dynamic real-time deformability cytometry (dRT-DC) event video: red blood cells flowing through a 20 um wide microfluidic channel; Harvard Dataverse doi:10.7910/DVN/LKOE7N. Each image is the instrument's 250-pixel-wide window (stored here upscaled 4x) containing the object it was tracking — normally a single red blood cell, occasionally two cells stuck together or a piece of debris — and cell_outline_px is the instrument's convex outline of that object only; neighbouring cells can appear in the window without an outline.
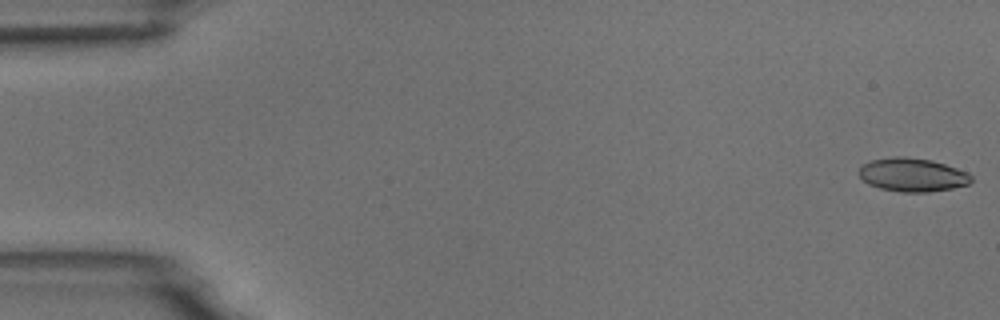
{"species": "common noctule bat (a hibernating species)", "species_latin": "Nyctalus noctula", "temperature_condition": "room temperature", "stored_images_in_passage": 9, "camera_frame_rate_fps": 3000, "um_per_image_px": 0.085, "animal": {"sex": "male", "body_mass_g": 18.8}, "frame": {"image": 1, "passage_image": 1, "time_ms": 0.0, "image_size_px": [1000, 320], "cell_outline_px": [[972, 180], [968, 184], [952, 188], [928, 192], [900, 192], [880, 188], [868, 184], [856, 172], [864, 164], [872, 160], [892, 156], [904, 156], [932, 160], [968, 172], [972, 176]], "centroid_in_image_um": [77.54, 14.85], "position_along_channel_um": 7.5, "area_um2": 21.96}}
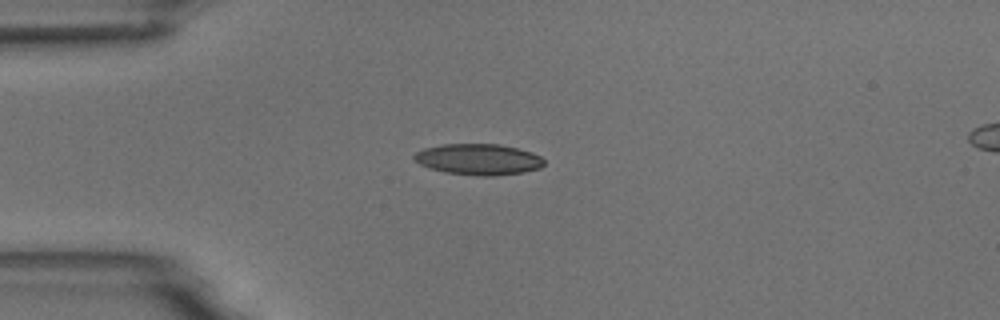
{"frame": {"image": 2, "passage_image": 4, "time_ms": 4.333, "image_size_px": [1000, 320], "cell_outline_px": [[544, 164], [540, 168], [524, 172], [492, 176], [480, 176], [444, 172], [428, 168], [420, 164], [412, 156], [416, 152], [424, 148], [444, 144], [500, 144], [532, 152], [540, 156], [544, 160]], "centroid_in_image_um": [40.67, 13.55], "position_along_channel_um": 44.3, "area_um2": 23.52}}
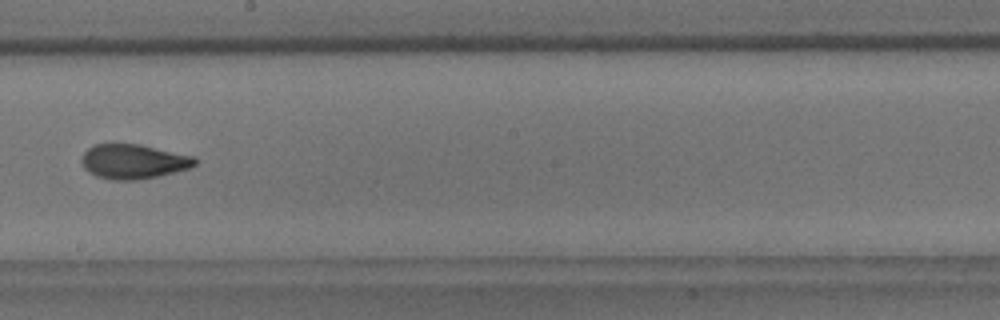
{"frame": {"image": 3, "passage_image": 9, "time_ms": 10.0, "image_size_px": [1000, 320], "cell_outline_px": [[196, 164], [188, 168], [156, 176], [136, 180], [112, 180], [96, 176], [88, 172], [84, 168], [80, 160], [84, 152], [92, 144], [140, 144], [196, 156]], "centroid_in_image_um": [11.31, 13.72], "position_along_channel_um": 236.9, "area_um2": 22.89}}